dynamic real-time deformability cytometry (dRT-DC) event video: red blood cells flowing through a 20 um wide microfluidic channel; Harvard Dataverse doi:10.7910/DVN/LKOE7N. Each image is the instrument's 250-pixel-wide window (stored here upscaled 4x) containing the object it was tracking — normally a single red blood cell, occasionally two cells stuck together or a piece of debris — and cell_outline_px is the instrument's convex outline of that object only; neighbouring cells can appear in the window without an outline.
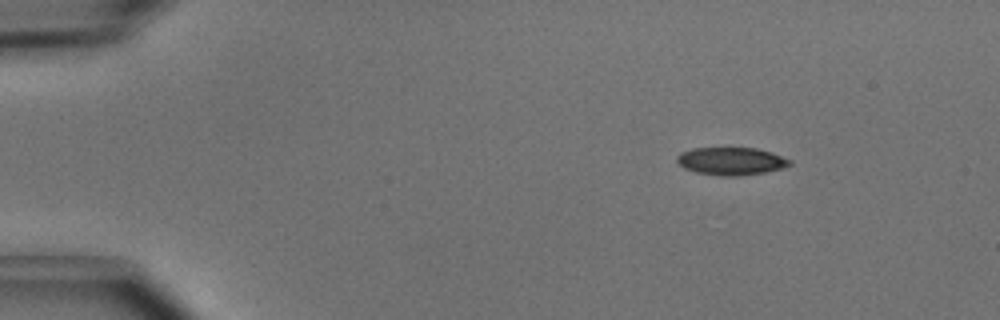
{"species": "common noctule bat (a hibernating species)", "species_latin": "Nyctalus noctula", "temperature_condition": "cold", "stored_images_in_passage": 4, "camera_frame_rate_fps": 3000, "um_per_image_px": 0.085, "animal": {"sex": "male", "body_mass_g": 15.6}, "frame": {"image": 1, "passage_image": 1, "time_ms": 0.0, "image_size_px": [1000, 320], "cell_outline_px": [[792, 164], [784, 168], [764, 172], [736, 176], [720, 176], [696, 172], [684, 168], [676, 160], [676, 156], [680, 152], [692, 148], [756, 148], [772, 152], [792, 160]], "centroid_in_image_um": [62.16, 13.69], "position_along_channel_um": 22.8, "area_um2": 18.32}}